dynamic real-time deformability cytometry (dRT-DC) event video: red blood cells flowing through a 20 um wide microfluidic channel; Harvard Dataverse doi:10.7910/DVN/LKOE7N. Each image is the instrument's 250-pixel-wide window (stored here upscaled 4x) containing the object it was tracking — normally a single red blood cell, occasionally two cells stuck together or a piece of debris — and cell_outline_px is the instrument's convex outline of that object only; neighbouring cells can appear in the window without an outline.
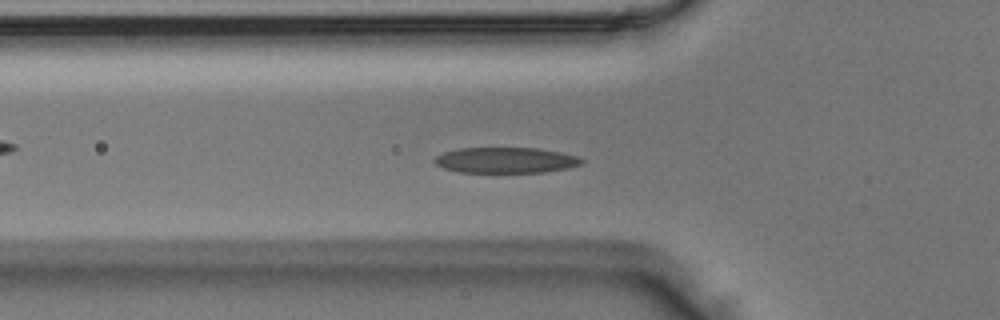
{"species": "Egyptian fruit bat (a non-hibernating species)", "species_latin": "Rousettus aegyptiacus", "temperature_condition": "room temperature", "stored_images_in_passage": 36, "camera_frame_rate_fps": 3000, "um_per_image_px": 0.085, "animal": {"sex": "male"}, "frame": {"image": 1, "passage_image": 2, "time_ms": 0.333, "image_size_px": [1000, 320], "cell_outline_px": [[584, 164], [568, 168], [544, 172], [460, 172], [444, 168], [436, 164], [432, 160], [436, 156], [444, 152], [456, 148], [540, 148], [580, 156], [584, 160]], "centroid_in_image_um": [43.02, 13.61], "position_along_channel_um": 82.8, "area_um2": 22.2}}
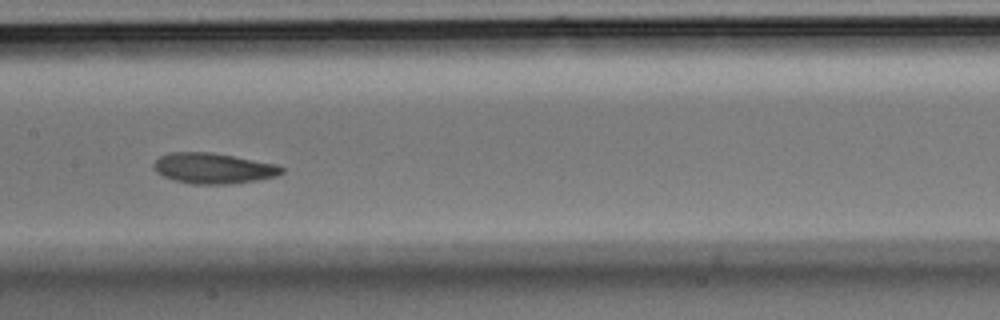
{"frame": {"image": 2, "passage_image": 10, "time_ms": 3.0, "image_size_px": [1000, 320], "cell_outline_px": [[284, 172], [276, 176], [256, 180], [228, 184], [192, 184], [176, 180], [164, 176], [156, 172], [152, 164], [160, 156], [168, 152], [212, 152], [276, 164], [284, 168]], "centroid_in_image_um": [18.12, 14.3], "position_along_channel_um": 189.3, "area_um2": 22.72}}
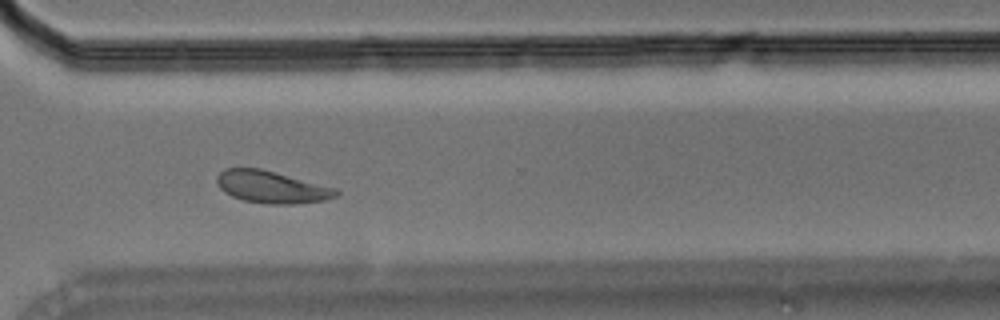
{"frame": {"image": 3, "passage_image": 22, "time_ms": 7.0, "image_size_px": [1000, 320], "cell_outline_px": [[340, 196], [324, 200], [292, 204], [268, 204], [244, 200], [232, 196], [224, 192], [216, 184], [216, 176], [224, 168], [260, 168], [336, 188], [340, 192]], "centroid_in_image_um": [23.08, 15.89], "position_along_channel_um": 347.5, "area_um2": 22.37}}